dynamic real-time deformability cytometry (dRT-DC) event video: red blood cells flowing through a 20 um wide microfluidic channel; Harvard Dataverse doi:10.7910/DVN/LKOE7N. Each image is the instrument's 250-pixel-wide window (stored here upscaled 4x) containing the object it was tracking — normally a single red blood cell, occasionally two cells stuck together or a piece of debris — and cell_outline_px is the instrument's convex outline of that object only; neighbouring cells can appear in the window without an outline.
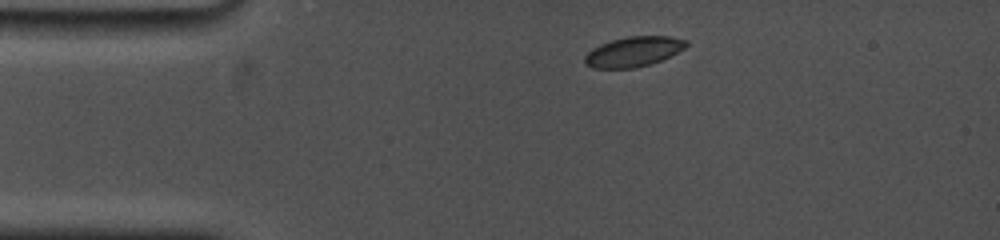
{"species": "common noctule bat (a hibernating species)", "species_latin": "Nyctalus noctula", "temperature_condition": "cold", "stored_images_in_passage": 4, "camera_frame_rate_fps": 5000, "um_per_image_px": 0.085, "animal": {"sex": "female", "body_mass_g": 19.0, "forearm_length_mm": 53.3}, "frame": {"image": 1, "passage_image": 1, "time_ms": 0.0, "image_size_px": [1000, 240], "cell_outline_px": [[688, 44], [684, 48], [652, 64], [636, 68], [592, 68], [584, 64], [584, 56], [592, 48], [600, 44], [612, 40], [628, 36], [668, 36], [688, 40]], "centroid_in_image_um": [53.81, 4.39], "position_along_channel_um": 31.2, "area_um2": 17.74}}
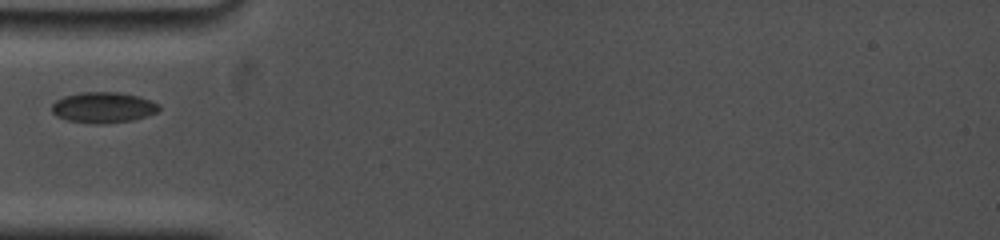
{"frame": {"image": 2, "passage_image": 3, "time_ms": 2.4, "image_size_px": [1000, 240], "cell_outline_px": [[160, 108], [156, 112], [132, 120], [100, 124], [96, 124], [68, 120], [56, 116], [52, 112], [52, 104], [56, 100], [64, 96], [80, 92], [120, 92], [140, 96], [160, 104]], "centroid_in_image_um": [8.77, 9.12], "position_along_channel_um": 76.2, "area_um2": 19.19}}
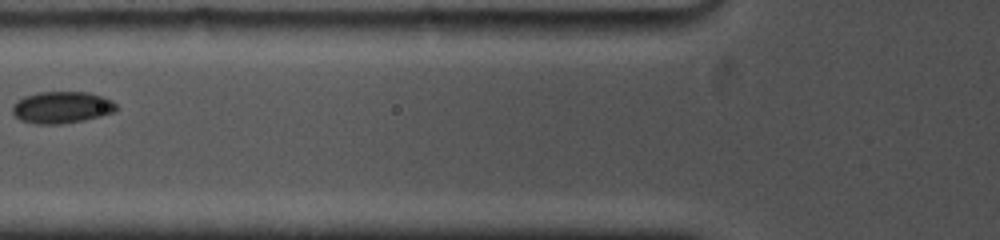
{"frame": {"image": 3, "passage_image": 4, "time_ms": 3.6, "image_size_px": [1000, 240], "cell_outline_px": [[116, 112], [84, 120], [60, 124], [36, 124], [20, 120], [12, 112], [12, 104], [24, 96], [40, 92], [88, 92], [104, 96], [112, 100], [116, 104]], "centroid_in_image_um": [5.26, 9.12], "position_along_channel_um": 120.5, "area_um2": 19.36}}